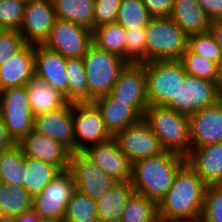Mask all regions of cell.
<instances>
[{"instance_id":"15","label":"cell","mask_w":222,"mask_h":222,"mask_svg":"<svg viewBox=\"0 0 222 222\" xmlns=\"http://www.w3.org/2000/svg\"><path fill=\"white\" fill-rule=\"evenodd\" d=\"M56 18L52 0H34L26 3L24 19L19 29L25 43L44 44Z\"/></svg>"},{"instance_id":"34","label":"cell","mask_w":222,"mask_h":222,"mask_svg":"<svg viewBox=\"0 0 222 222\" xmlns=\"http://www.w3.org/2000/svg\"><path fill=\"white\" fill-rule=\"evenodd\" d=\"M157 203L134 192L124 208L121 222H156Z\"/></svg>"},{"instance_id":"4","label":"cell","mask_w":222,"mask_h":222,"mask_svg":"<svg viewBox=\"0 0 222 222\" xmlns=\"http://www.w3.org/2000/svg\"><path fill=\"white\" fill-rule=\"evenodd\" d=\"M145 32L146 62L179 60L187 49L188 36L169 17H153Z\"/></svg>"},{"instance_id":"9","label":"cell","mask_w":222,"mask_h":222,"mask_svg":"<svg viewBox=\"0 0 222 222\" xmlns=\"http://www.w3.org/2000/svg\"><path fill=\"white\" fill-rule=\"evenodd\" d=\"M75 152L112 137L107 130L100 110L93 102H75L72 108Z\"/></svg>"},{"instance_id":"45","label":"cell","mask_w":222,"mask_h":222,"mask_svg":"<svg viewBox=\"0 0 222 222\" xmlns=\"http://www.w3.org/2000/svg\"><path fill=\"white\" fill-rule=\"evenodd\" d=\"M209 31L213 35L216 44L222 52V18L211 21Z\"/></svg>"},{"instance_id":"3","label":"cell","mask_w":222,"mask_h":222,"mask_svg":"<svg viewBox=\"0 0 222 222\" xmlns=\"http://www.w3.org/2000/svg\"><path fill=\"white\" fill-rule=\"evenodd\" d=\"M143 120L158 137L165 151L186 157L190 151L189 116L166 105H150Z\"/></svg>"},{"instance_id":"50","label":"cell","mask_w":222,"mask_h":222,"mask_svg":"<svg viewBox=\"0 0 222 222\" xmlns=\"http://www.w3.org/2000/svg\"><path fill=\"white\" fill-rule=\"evenodd\" d=\"M76 222H100V221L97 218H95V219L79 220V221H76Z\"/></svg>"},{"instance_id":"21","label":"cell","mask_w":222,"mask_h":222,"mask_svg":"<svg viewBox=\"0 0 222 222\" xmlns=\"http://www.w3.org/2000/svg\"><path fill=\"white\" fill-rule=\"evenodd\" d=\"M185 158L207 185L222 184V143L193 148Z\"/></svg>"},{"instance_id":"1","label":"cell","mask_w":222,"mask_h":222,"mask_svg":"<svg viewBox=\"0 0 222 222\" xmlns=\"http://www.w3.org/2000/svg\"><path fill=\"white\" fill-rule=\"evenodd\" d=\"M207 184L186 163L175 174L169 191L157 204L158 216L168 219L201 218Z\"/></svg>"},{"instance_id":"42","label":"cell","mask_w":222,"mask_h":222,"mask_svg":"<svg viewBox=\"0 0 222 222\" xmlns=\"http://www.w3.org/2000/svg\"><path fill=\"white\" fill-rule=\"evenodd\" d=\"M121 0H95L94 29L116 21Z\"/></svg>"},{"instance_id":"14","label":"cell","mask_w":222,"mask_h":222,"mask_svg":"<svg viewBox=\"0 0 222 222\" xmlns=\"http://www.w3.org/2000/svg\"><path fill=\"white\" fill-rule=\"evenodd\" d=\"M109 94L118 101L128 102L143 117L149 106L143 63H127Z\"/></svg>"},{"instance_id":"18","label":"cell","mask_w":222,"mask_h":222,"mask_svg":"<svg viewBox=\"0 0 222 222\" xmlns=\"http://www.w3.org/2000/svg\"><path fill=\"white\" fill-rule=\"evenodd\" d=\"M17 144L26 157L50 163L60 171L68 169L71 151L51 137L33 129Z\"/></svg>"},{"instance_id":"51","label":"cell","mask_w":222,"mask_h":222,"mask_svg":"<svg viewBox=\"0 0 222 222\" xmlns=\"http://www.w3.org/2000/svg\"><path fill=\"white\" fill-rule=\"evenodd\" d=\"M0 222H13L11 219L0 220Z\"/></svg>"},{"instance_id":"27","label":"cell","mask_w":222,"mask_h":222,"mask_svg":"<svg viewBox=\"0 0 222 222\" xmlns=\"http://www.w3.org/2000/svg\"><path fill=\"white\" fill-rule=\"evenodd\" d=\"M56 17L94 30L95 0H52Z\"/></svg>"},{"instance_id":"52","label":"cell","mask_w":222,"mask_h":222,"mask_svg":"<svg viewBox=\"0 0 222 222\" xmlns=\"http://www.w3.org/2000/svg\"><path fill=\"white\" fill-rule=\"evenodd\" d=\"M19 1H22L24 3H28V2H31V1H34V0H19Z\"/></svg>"},{"instance_id":"12","label":"cell","mask_w":222,"mask_h":222,"mask_svg":"<svg viewBox=\"0 0 222 222\" xmlns=\"http://www.w3.org/2000/svg\"><path fill=\"white\" fill-rule=\"evenodd\" d=\"M92 42L91 30L77 23L56 18L49 38L43 45L66 58H83Z\"/></svg>"},{"instance_id":"5","label":"cell","mask_w":222,"mask_h":222,"mask_svg":"<svg viewBox=\"0 0 222 222\" xmlns=\"http://www.w3.org/2000/svg\"><path fill=\"white\" fill-rule=\"evenodd\" d=\"M89 91V102L107 95L113 88L121 70L128 63L118 55L99 48L93 42L83 56Z\"/></svg>"},{"instance_id":"23","label":"cell","mask_w":222,"mask_h":222,"mask_svg":"<svg viewBox=\"0 0 222 222\" xmlns=\"http://www.w3.org/2000/svg\"><path fill=\"white\" fill-rule=\"evenodd\" d=\"M92 102L100 110L105 126L112 136L142 119L128 102L118 101L110 94L98 97Z\"/></svg>"},{"instance_id":"25","label":"cell","mask_w":222,"mask_h":222,"mask_svg":"<svg viewBox=\"0 0 222 222\" xmlns=\"http://www.w3.org/2000/svg\"><path fill=\"white\" fill-rule=\"evenodd\" d=\"M27 96L34 117L69 103L65 95L34 74L26 84Z\"/></svg>"},{"instance_id":"22","label":"cell","mask_w":222,"mask_h":222,"mask_svg":"<svg viewBox=\"0 0 222 222\" xmlns=\"http://www.w3.org/2000/svg\"><path fill=\"white\" fill-rule=\"evenodd\" d=\"M35 45L25 44L16 54L0 66V91L26 86L35 74Z\"/></svg>"},{"instance_id":"43","label":"cell","mask_w":222,"mask_h":222,"mask_svg":"<svg viewBox=\"0 0 222 222\" xmlns=\"http://www.w3.org/2000/svg\"><path fill=\"white\" fill-rule=\"evenodd\" d=\"M152 17H169L174 0H142Z\"/></svg>"},{"instance_id":"53","label":"cell","mask_w":222,"mask_h":222,"mask_svg":"<svg viewBox=\"0 0 222 222\" xmlns=\"http://www.w3.org/2000/svg\"><path fill=\"white\" fill-rule=\"evenodd\" d=\"M220 71H221V76H222V63L220 65Z\"/></svg>"},{"instance_id":"37","label":"cell","mask_w":222,"mask_h":222,"mask_svg":"<svg viewBox=\"0 0 222 222\" xmlns=\"http://www.w3.org/2000/svg\"><path fill=\"white\" fill-rule=\"evenodd\" d=\"M187 47L212 62L222 63V52L210 31L189 36Z\"/></svg>"},{"instance_id":"26","label":"cell","mask_w":222,"mask_h":222,"mask_svg":"<svg viewBox=\"0 0 222 222\" xmlns=\"http://www.w3.org/2000/svg\"><path fill=\"white\" fill-rule=\"evenodd\" d=\"M135 192L131 182H117L102 197L95 200L100 222H120L128 200Z\"/></svg>"},{"instance_id":"40","label":"cell","mask_w":222,"mask_h":222,"mask_svg":"<svg viewBox=\"0 0 222 222\" xmlns=\"http://www.w3.org/2000/svg\"><path fill=\"white\" fill-rule=\"evenodd\" d=\"M202 222H222V184L207 185L201 214Z\"/></svg>"},{"instance_id":"46","label":"cell","mask_w":222,"mask_h":222,"mask_svg":"<svg viewBox=\"0 0 222 222\" xmlns=\"http://www.w3.org/2000/svg\"><path fill=\"white\" fill-rule=\"evenodd\" d=\"M41 217L36 213V211L32 208L22 214L13 217L11 220L13 222H40Z\"/></svg>"},{"instance_id":"35","label":"cell","mask_w":222,"mask_h":222,"mask_svg":"<svg viewBox=\"0 0 222 222\" xmlns=\"http://www.w3.org/2000/svg\"><path fill=\"white\" fill-rule=\"evenodd\" d=\"M152 18L142 0H121L115 22L128 29L146 27Z\"/></svg>"},{"instance_id":"17","label":"cell","mask_w":222,"mask_h":222,"mask_svg":"<svg viewBox=\"0 0 222 222\" xmlns=\"http://www.w3.org/2000/svg\"><path fill=\"white\" fill-rule=\"evenodd\" d=\"M190 150L222 143V99L189 116Z\"/></svg>"},{"instance_id":"2","label":"cell","mask_w":222,"mask_h":222,"mask_svg":"<svg viewBox=\"0 0 222 222\" xmlns=\"http://www.w3.org/2000/svg\"><path fill=\"white\" fill-rule=\"evenodd\" d=\"M185 163L184 156L170 151L138 160L132 164L131 185L136 193L158 204Z\"/></svg>"},{"instance_id":"48","label":"cell","mask_w":222,"mask_h":222,"mask_svg":"<svg viewBox=\"0 0 222 222\" xmlns=\"http://www.w3.org/2000/svg\"><path fill=\"white\" fill-rule=\"evenodd\" d=\"M156 222H202L201 218L196 219H168L158 216Z\"/></svg>"},{"instance_id":"41","label":"cell","mask_w":222,"mask_h":222,"mask_svg":"<svg viewBox=\"0 0 222 222\" xmlns=\"http://www.w3.org/2000/svg\"><path fill=\"white\" fill-rule=\"evenodd\" d=\"M25 44L19 31L3 29L0 32V66L16 54Z\"/></svg>"},{"instance_id":"49","label":"cell","mask_w":222,"mask_h":222,"mask_svg":"<svg viewBox=\"0 0 222 222\" xmlns=\"http://www.w3.org/2000/svg\"><path fill=\"white\" fill-rule=\"evenodd\" d=\"M40 222H65L63 219L42 218Z\"/></svg>"},{"instance_id":"28","label":"cell","mask_w":222,"mask_h":222,"mask_svg":"<svg viewBox=\"0 0 222 222\" xmlns=\"http://www.w3.org/2000/svg\"><path fill=\"white\" fill-rule=\"evenodd\" d=\"M33 208V197L20 186L0 184V220L12 219Z\"/></svg>"},{"instance_id":"36","label":"cell","mask_w":222,"mask_h":222,"mask_svg":"<svg viewBox=\"0 0 222 222\" xmlns=\"http://www.w3.org/2000/svg\"><path fill=\"white\" fill-rule=\"evenodd\" d=\"M95 218H97L95 200L76 189L66 206L63 220L65 222H76Z\"/></svg>"},{"instance_id":"6","label":"cell","mask_w":222,"mask_h":222,"mask_svg":"<svg viewBox=\"0 0 222 222\" xmlns=\"http://www.w3.org/2000/svg\"><path fill=\"white\" fill-rule=\"evenodd\" d=\"M150 105H167L176 97L187 74L179 60L143 62Z\"/></svg>"},{"instance_id":"44","label":"cell","mask_w":222,"mask_h":222,"mask_svg":"<svg viewBox=\"0 0 222 222\" xmlns=\"http://www.w3.org/2000/svg\"><path fill=\"white\" fill-rule=\"evenodd\" d=\"M211 21L222 18V0H197Z\"/></svg>"},{"instance_id":"47","label":"cell","mask_w":222,"mask_h":222,"mask_svg":"<svg viewBox=\"0 0 222 222\" xmlns=\"http://www.w3.org/2000/svg\"><path fill=\"white\" fill-rule=\"evenodd\" d=\"M14 144L12 139L8 136L0 113V152L8 149Z\"/></svg>"},{"instance_id":"20","label":"cell","mask_w":222,"mask_h":222,"mask_svg":"<svg viewBox=\"0 0 222 222\" xmlns=\"http://www.w3.org/2000/svg\"><path fill=\"white\" fill-rule=\"evenodd\" d=\"M67 58L43 44L35 45V74L58 89L68 100Z\"/></svg>"},{"instance_id":"29","label":"cell","mask_w":222,"mask_h":222,"mask_svg":"<svg viewBox=\"0 0 222 222\" xmlns=\"http://www.w3.org/2000/svg\"><path fill=\"white\" fill-rule=\"evenodd\" d=\"M26 171L25 155L17 143L0 152L1 183L22 187Z\"/></svg>"},{"instance_id":"30","label":"cell","mask_w":222,"mask_h":222,"mask_svg":"<svg viewBox=\"0 0 222 222\" xmlns=\"http://www.w3.org/2000/svg\"><path fill=\"white\" fill-rule=\"evenodd\" d=\"M26 174L23 188L34 198L53 180L60 170L47 162L25 156Z\"/></svg>"},{"instance_id":"32","label":"cell","mask_w":222,"mask_h":222,"mask_svg":"<svg viewBox=\"0 0 222 222\" xmlns=\"http://www.w3.org/2000/svg\"><path fill=\"white\" fill-rule=\"evenodd\" d=\"M179 61L182 63L185 72L188 75L217 82L222 86V76L220 65L199 54L192 52L188 47L181 55Z\"/></svg>"},{"instance_id":"13","label":"cell","mask_w":222,"mask_h":222,"mask_svg":"<svg viewBox=\"0 0 222 222\" xmlns=\"http://www.w3.org/2000/svg\"><path fill=\"white\" fill-rule=\"evenodd\" d=\"M129 161L134 162L163 153L165 150L143 118L113 136Z\"/></svg>"},{"instance_id":"38","label":"cell","mask_w":222,"mask_h":222,"mask_svg":"<svg viewBox=\"0 0 222 222\" xmlns=\"http://www.w3.org/2000/svg\"><path fill=\"white\" fill-rule=\"evenodd\" d=\"M126 34V61L128 63L146 62L145 27L124 29Z\"/></svg>"},{"instance_id":"39","label":"cell","mask_w":222,"mask_h":222,"mask_svg":"<svg viewBox=\"0 0 222 222\" xmlns=\"http://www.w3.org/2000/svg\"><path fill=\"white\" fill-rule=\"evenodd\" d=\"M26 3L19 0H0V27L4 30L19 31Z\"/></svg>"},{"instance_id":"16","label":"cell","mask_w":222,"mask_h":222,"mask_svg":"<svg viewBox=\"0 0 222 222\" xmlns=\"http://www.w3.org/2000/svg\"><path fill=\"white\" fill-rule=\"evenodd\" d=\"M83 153L115 181H131L132 163L122 153L113 136L106 141L89 146Z\"/></svg>"},{"instance_id":"10","label":"cell","mask_w":222,"mask_h":222,"mask_svg":"<svg viewBox=\"0 0 222 222\" xmlns=\"http://www.w3.org/2000/svg\"><path fill=\"white\" fill-rule=\"evenodd\" d=\"M75 190L71 172L68 169L62 170L33 198V209L41 218L63 219L66 206Z\"/></svg>"},{"instance_id":"33","label":"cell","mask_w":222,"mask_h":222,"mask_svg":"<svg viewBox=\"0 0 222 222\" xmlns=\"http://www.w3.org/2000/svg\"><path fill=\"white\" fill-rule=\"evenodd\" d=\"M68 101L89 102V91L83 58H67Z\"/></svg>"},{"instance_id":"11","label":"cell","mask_w":222,"mask_h":222,"mask_svg":"<svg viewBox=\"0 0 222 222\" xmlns=\"http://www.w3.org/2000/svg\"><path fill=\"white\" fill-rule=\"evenodd\" d=\"M68 170L76 189L94 200L102 197L117 183L83 152L70 153Z\"/></svg>"},{"instance_id":"19","label":"cell","mask_w":222,"mask_h":222,"mask_svg":"<svg viewBox=\"0 0 222 222\" xmlns=\"http://www.w3.org/2000/svg\"><path fill=\"white\" fill-rule=\"evenodd\" d=\"M73 103L38 115L34 120V130L62 143L71 152H75V138L72 117Z\"/></svg>"},{"instance_id":"24","label":"cell","mask_w":222,"mask_h":222,"mask_svg":"<svg viewBox=\"0 0 222 222\" xmlns=\"http://www.w3.org/2000/svg\"><path fill=\"white\" fill-rule=\"evenodd\" d=\"M169 18L189 37L208 32L211 20L197 0H174Z\"/></svg>"},{"instance_id":"7","label":"cell","mask_w":222,"mask_h":222,"mask_svg":"<svg viewBox=\"0 0 222 222\" xmlns=\"http://www.w3.org/2000/svg\"><path fill=\"white\" fill-rule=\"evenodd\" d=\"M0 113L8 136L14 143L34 129L35 117L27 96L26 86L0 91Z\"/></svg>"},{"instance_id":"31","label":"cell","mask_w":222,"mask_h":222,"mask_svg":"<svg viewBox=\"0 0 222 222\" xmlns=\"http://www.w3.org/2000/svg\"><path fill=\"white\" fill-rule=\"evenodd\" d=\"M92 41L99 48L126 60V34L120 24L113 22L96 27L92 31Z\"/></svg>"},{"instance_id":"8","label":"cell","mask_w":222,"mask_h":222,"mask_svg":"<svg viewBox=\"0 0 222 222\" xmlns=\"http://www.w3.org/2000/svg\"><path fill=\"white\" fill-rule=\"evenodd\" d=\"M222 99V86L213 81L186 74L176 97L166 105L176 112L190 116Z\"/></svg>"}]
</instances>
